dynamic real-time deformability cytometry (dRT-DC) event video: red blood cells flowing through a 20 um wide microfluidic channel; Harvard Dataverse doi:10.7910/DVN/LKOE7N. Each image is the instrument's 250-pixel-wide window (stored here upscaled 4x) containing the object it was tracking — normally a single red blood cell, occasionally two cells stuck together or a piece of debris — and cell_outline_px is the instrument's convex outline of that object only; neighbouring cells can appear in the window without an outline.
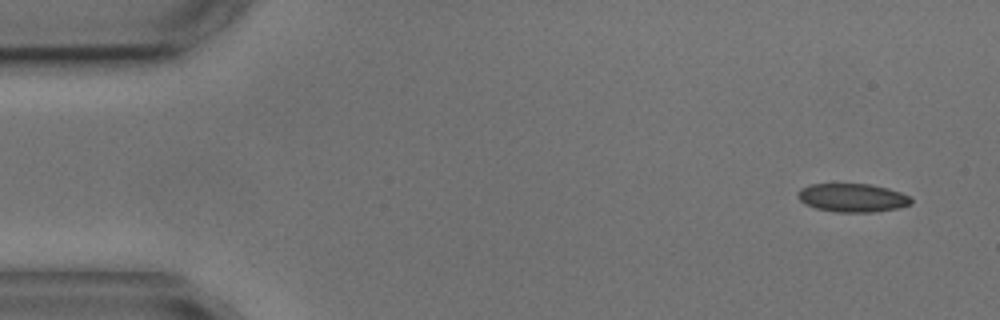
{"species": "common noctule bat (a hibernating species)", "species_latin": "Nyctalus noctula", "temperature_condition": "cold", "stored_images_in_passage": 4, "camera_frame_rate_fps": 3000, "um_per_image_px": 0.085, "animal": {"sex": "male", "body_mass_g": 17.9, "forearm_length_mm": 54.2}, "frame": {"image": 1, "passage_image": 1, "time_ms": 0.0, "image_size_px": [1000, 320], "cell_outline_px": [[912, 204], [900, 208], [872, 212], [836, 212], [816, 208], [804, 204], [796, 196], [796, 192], [800, 188], [808, 184], [868, 184], [888, 188], [900, 192], [908, 196], [912, 200]], "centroid_in_image_um": [72.42, 16.81], "position_along_channel_um": 12.6, "area_um2": 18.96}}
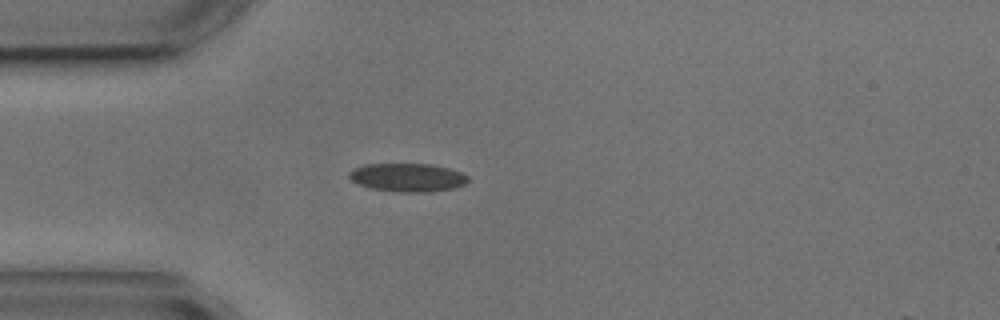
{"frame": {"image": 2, "passage_image": 4, "time_ms": 3.667, "image_size_px": [1000, 320], "cell_outline_px": [[468, 180], [464, 184], [456, 188], [428, 192], [400, 192], [372, 188], [360, 184], [352, 180], [348, 176], [348, 172], [352, 168], [364, 164], [432, 164], [448, 168], [460, 172], [468, 176]], "centroid_in_image_um": [34.64, 15.08], "position_along_channel_um": 50.4, "area_um2": 19.65}}